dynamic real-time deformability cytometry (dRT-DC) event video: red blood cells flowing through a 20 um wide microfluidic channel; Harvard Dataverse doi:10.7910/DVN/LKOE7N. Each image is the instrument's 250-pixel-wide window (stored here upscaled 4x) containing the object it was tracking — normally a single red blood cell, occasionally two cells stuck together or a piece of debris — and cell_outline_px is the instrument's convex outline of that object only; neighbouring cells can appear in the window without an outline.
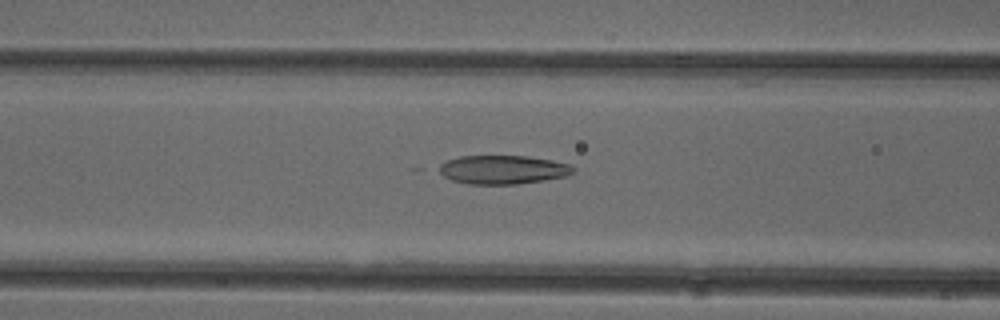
{"species": "common noctule bat (a hibernating species)", "species_latin": "Nyctalus noctula", "temperature_condition": "cold", "stored_images_in_passage": 46, "camera_frame_rate_fps": 3000, "um_per_image_px": 0.085, "animal": {"sex": "female"}, "frame": {"image": 1, "passage_image": 15, "time_ms": 4.667, "image_size_px": [1000, 320], "cell_outline_px": [[576, 172], [564, 176], [544, 180], [516, 184], [468, 184], [452, 180], [444, 176], [432, 168], [448, 160], [460, 156], [528, 156], [552, 160], [572, 164], [576, 168]], "centroid_in_image_um": [42.73, 14.41], "position_along_channel_um": 123.9, "area_um2": 22.77}}
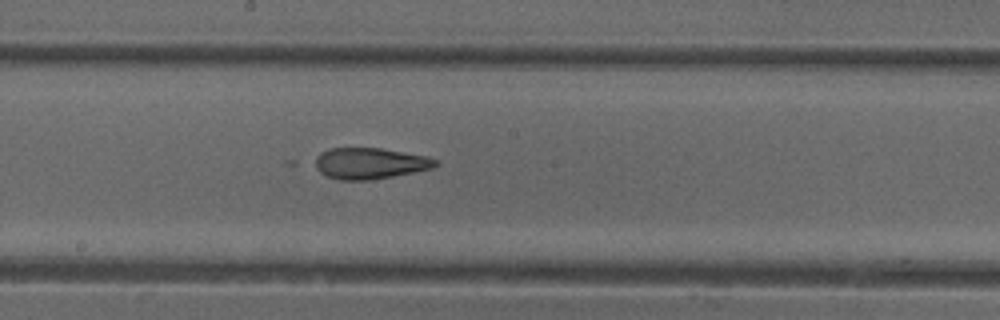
{"frame": {"image": 2, "passage_image": 22, "time_ms": 7.0, "image_size_px": [1000, 320], "cell_outline_px": [[440, 164], [432, 168], [392, 176], [368, 180], [340, 180], [328, 176], [320, 172], [308, 164], [308, 160], [320, 152], [328, 148], [380, 148], [428, 156], [436, 160]], "centroid_in_image_um": [31.31, 13.87], "position_along_channel_um": 216.9, "area_um2": 22.31}}
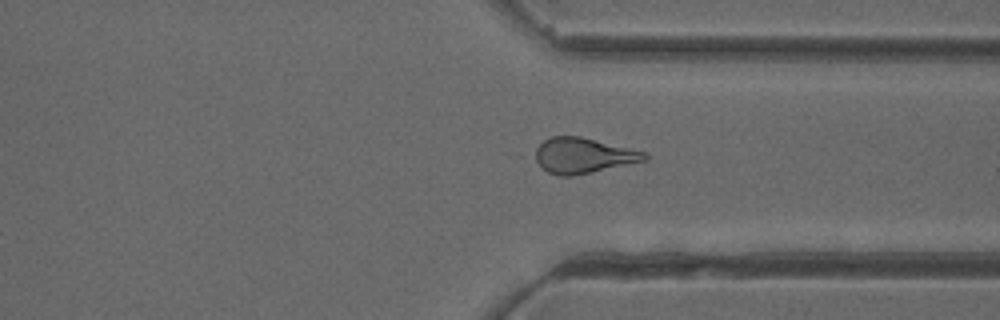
{"frame": {"image": 3, "passage_image": 33, "time_ms": 10.667, "image_size_px": [1000, 320], "cell_outline_px": [[648, 160], [592, 172], [572, 176], [560, 176], [548, 172], [528, 156], [544, 140], [552, 136], [580, 136], [648, 152]], "centroid_in_image_um": [49.53, 13.22], "position_along_channel_um": 361.9, "area_um2": 23.0}, "authors_computed_cell_mechanics": {"area_um2": 23.1489, "velocity_mm_per_s": 3.9668, "shape_relaxation_time_tau1_ms": null, "shape_relaxation_time_tau2_ms": 2.6426, "deformation_change_tau1": null, "deformation_change_tau2": 0.0808}}